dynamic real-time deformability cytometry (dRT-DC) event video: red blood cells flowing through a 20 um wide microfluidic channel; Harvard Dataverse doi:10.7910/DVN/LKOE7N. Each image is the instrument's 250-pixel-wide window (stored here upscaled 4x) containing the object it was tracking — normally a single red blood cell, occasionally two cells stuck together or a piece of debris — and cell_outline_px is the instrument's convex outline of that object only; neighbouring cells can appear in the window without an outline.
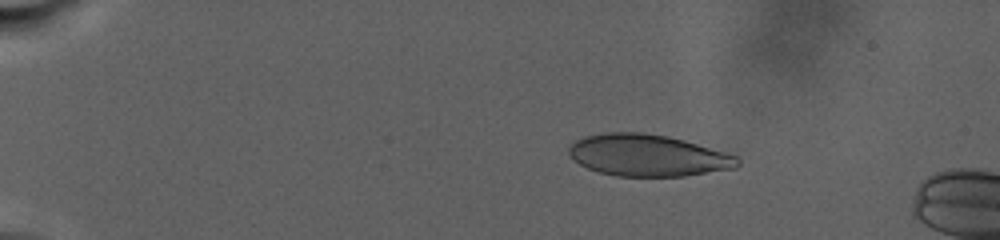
{"species": "human", "species_latin": "Homo sapiens", "temperature_condition": "warm", "stored_images_in_passage": 8, "camera_frame_rate_fps": 3000, "um_per_image_px": 0.085, "donor": {"sex": "male"}, "frame": {"image": 1, "passage_image": 4, "time_ms": 3.333, "image_size_px": [1000, 240], "cell_outline_px": [[740, 164], [736, 168], [684, 176], [616, 176], [600, 172], [588, 168], [580, 164], [568, 152], [568, 148], [576, 140], [584, 136], [604, 132], [644, 132], [668, 136], [684, 140], [724, 152], [736, 156], [740, 160]], "centroid_in_image_um": [55.07, 13.2], "position_along_channel_um": 29.9, "area_um2": 40.92}}